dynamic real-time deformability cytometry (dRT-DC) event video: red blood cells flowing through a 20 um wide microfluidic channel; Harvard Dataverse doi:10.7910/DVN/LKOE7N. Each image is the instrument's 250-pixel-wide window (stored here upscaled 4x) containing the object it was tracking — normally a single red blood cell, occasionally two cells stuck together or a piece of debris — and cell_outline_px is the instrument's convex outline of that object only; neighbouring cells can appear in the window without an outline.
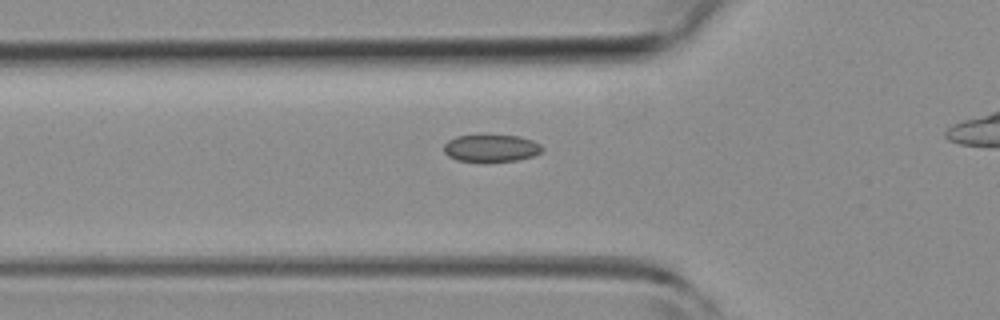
{"species": "common noctule bat (a hibernating species)", "species_latin": "Nyctalus noctula", "temperature_condition": "room temperature", "stored_images_in_passage": 28, "camera_frame_rate_fps": 3000, "um_per_image_px": 0.085, "animal": {"sex": "female", "body_mass_g": 19.3, "forearm_length_mm": 54.1}, "frame": {"image": 1, "passage_image": 5, "time_ms": 1.333, "image_size_px": [1000, 320], "cell_outline_px": [[544, 148], [540, 152], [532, 156], [516, 160], [484, 164], [456, 160], [448, 156], [444, 152], [444, 144], [448, 140], [456, 136], [520, 136], [532, 140], [540, 144]], "centroid_in_image_um": [41.72, 12.64], "position_along_channel_um": 84.1, "area_um2": 15.95}}
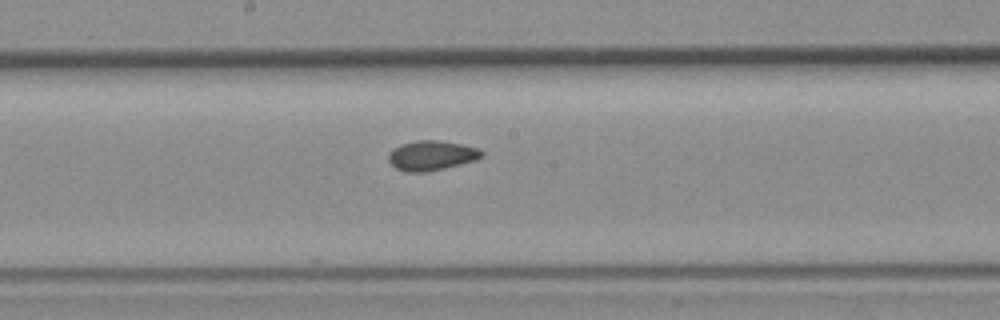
{"frame": {"image": 2, "passage_image": 14, "time_ms": 4.333, "image_size_px": [1000, 320], "cell_outline_px": [[484, 156], [476, 160], [428, 172], [404, 172], [396, 168], [388, 160], [388, 152], [392, 148], [400, 144], [416, 140], [440, 140], [460, 144], [476, 148], [484, 152]], "centroid_in_image_um": [36.64, 13.21], "position_along_channel_um": 211.6, "area_um2": 16.3}}
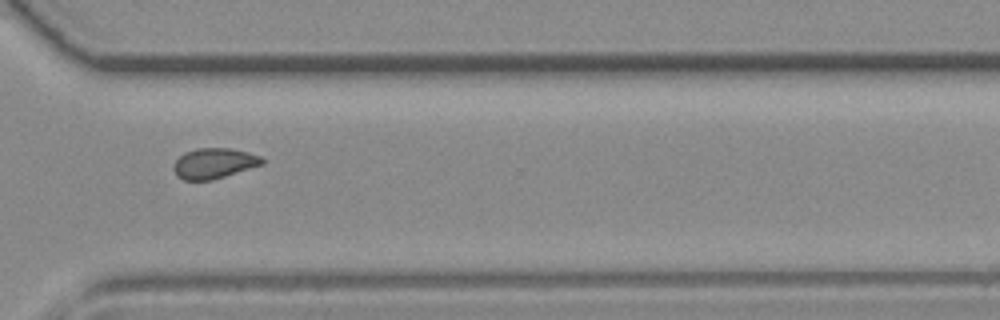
{"frame": {"image": 3, "passage_image": 24, "time_ms": 7.667, "image_size_px": [1000, 320], "cell_outline_px": [[264, 164], [212, 180], [184, 180], [176, 176], [172, 168], [176, 160], [184, 152], [196, 148], [232, 148], [248, 152], [260, 156], [264, 160]], "centroid_in_image_um": [18.18, 13.88], "position_along_channel_um": 352.4, "area_um2": 15.78}}